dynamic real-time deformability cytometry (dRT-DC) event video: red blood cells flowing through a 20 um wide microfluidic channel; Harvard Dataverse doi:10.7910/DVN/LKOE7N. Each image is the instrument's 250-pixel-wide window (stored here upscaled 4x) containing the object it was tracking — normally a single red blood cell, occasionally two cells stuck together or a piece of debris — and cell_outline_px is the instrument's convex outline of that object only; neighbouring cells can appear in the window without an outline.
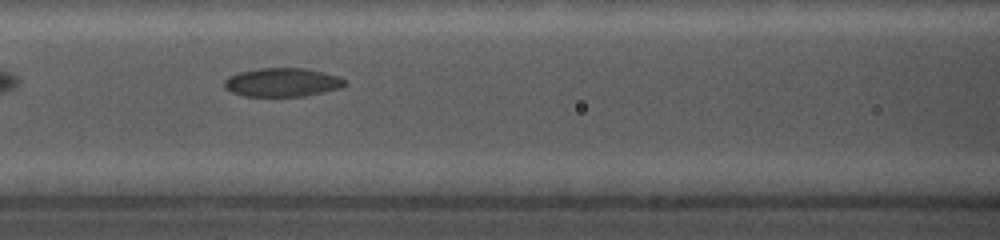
{"species": "common noctule bat (a hibernating species)", "species_latin": "Nyctalus noctula", "temperature_condition": "cold", "stored_images_in_passage": 11, "segment_of_instrument_passage": [1, 2], "camera_frame_rate_fps": 5000, "um_per_image_px": 0.085, "animal": {"sex": "female", "body_mass_g": 19.0, "forearm_length_mm": 56.7}, "frame": {"image": 1, "passage_image": 3, "time_ms": 2.6, "image_size_px": [1000, 240], "cell_outline_px": [[348, 84], [340, 88], [304, 96], [244, 96], [232, 92], [224, 88], [224, 80], [228, 76], [240, 72], [260, 68], [304, 68], [340, 76]], "centroid_in_image_um": [23.99, 7.0], "position_along_channel_um": 142.6, "area_um2": 20.11}}
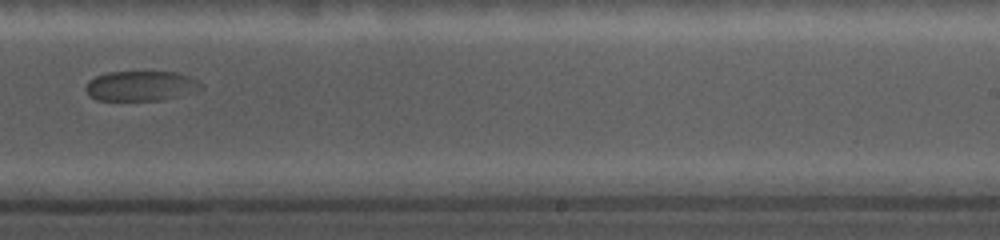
{"frame": {"image": 2, "passage_image": 6, "time_ms": 6.4, "image_size_px": [1000, 240], "cell_outline_px": [[204, 88], [180, 96], [160, 100], [96, 100], [88, 96], [84, 88], [88, 80], [96, 76], [108, 72], [180, 72], [204, 84]], "centroid_in_image_um": [11.96, 7.3], "position_along_channel_um": 277.0, "area_um2": 20.35}}
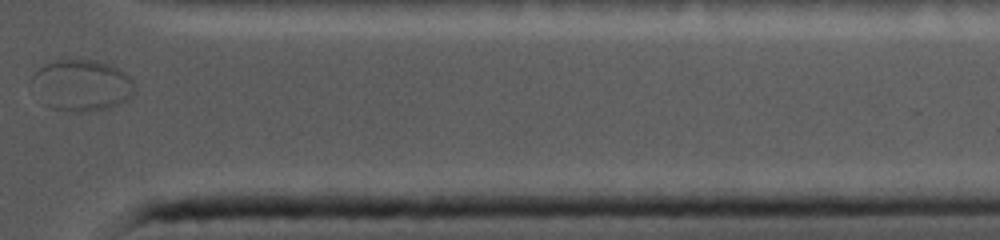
{"frame": {"image": 3, "passage_image": 9, "time_ms": 10.0, "image_size_px": [1000, 240], "cell_outline_px": [[136, 88], [132, 96], [128, 100], [120, 104], [108, 108], [88, 112], [72, 112], [52, 108], [28, 84], [28, 80], [44, 60], [96, 60], [108, 64], [124, 72], [132, 80]], "centroid_in_image_um": [6.9, 7.23], "position_along_channel_um": 404.5, "area_um2": 31.27}}